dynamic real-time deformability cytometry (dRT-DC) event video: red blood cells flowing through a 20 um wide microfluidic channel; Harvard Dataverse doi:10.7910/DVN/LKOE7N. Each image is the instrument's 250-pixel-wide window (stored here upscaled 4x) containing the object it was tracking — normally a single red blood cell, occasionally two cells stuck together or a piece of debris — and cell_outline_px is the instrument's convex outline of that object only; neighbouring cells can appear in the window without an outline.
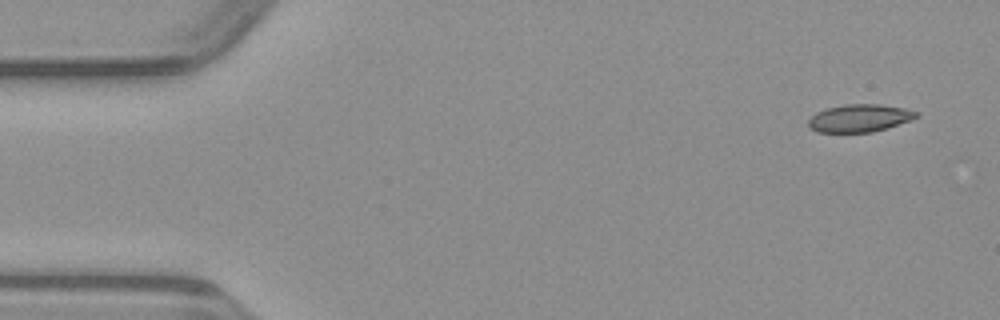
{"species": "common noctule bat (a hibernating species)", "species_latin": "Nyctalus noctula", "temperature_condition": "warm", "stored_images_in_passage": 47, "camera_frame_rate_fps": 3000, "um_per_image_px": 0.085, "animal": {"sex": "male", "body_mass_g": 23.1, "forearm_length_mm": 52.7}, "frame": {"image": 1, "passage_image": 1, "time_ms": 0.0, "image_size_px": [1000, 320], "cell_outline_px": [[916, 116], [908, 120], [888, 128], [872, 132], [816, 132], [808, 124], [808, 120], [816, 112], [828, 108], [844, 104], [880, 104], [904, 108], [916, 112]], "centroid_in_image_um": [73.01, 10.04], "position_along_channel_um": 12.0, "area_um2": 17.11}}
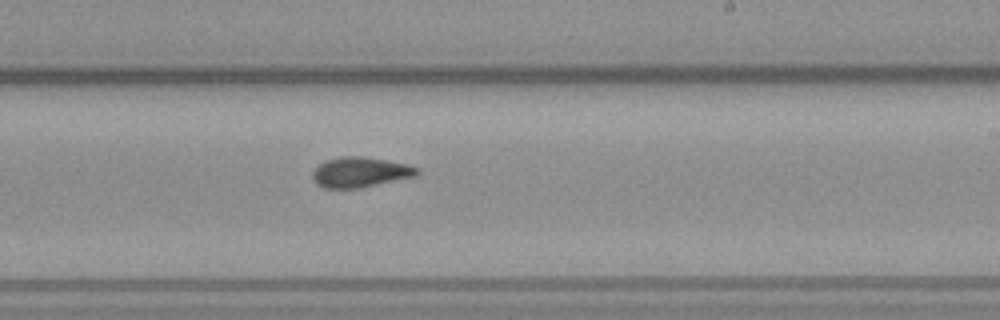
{"frame": {"image": 2, "passage_image": 27, "time_ms": 8.667, "image_size_px": [1000, 320], "cell_outline_px": [[420, 172], [416, 176], [360, 188], [324, 188], [316, 184], [312, 180], [312, 172], [324, 160], [340, 156], [360, 156], [388, 160], [408, 164], [420, 168]], "centroid_in_image_um": [30.62, 14.63], "position_along_channel_um": 258.4, "area_um2": 18.61}}
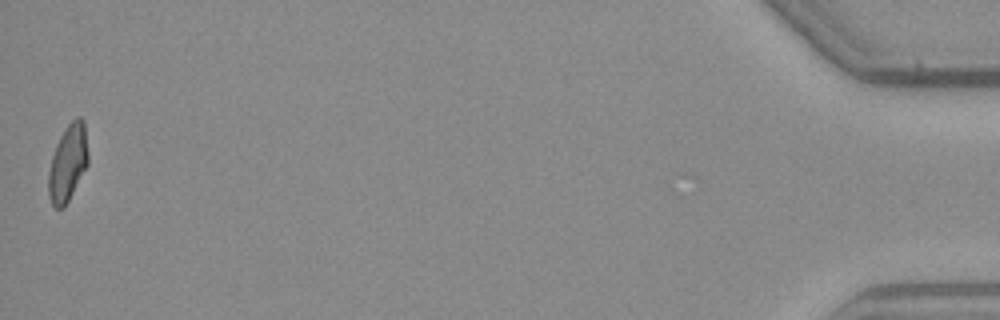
{"frame": {"image": 3, "passage_image": 47, "time_ms": 15.333, "image_size_px": [1000, 320], "cell_outline_px": [[88, 164], [64, 208], [56, 208], [52, 204], [48, 196], [48, 172], [52, 156], [56, 144], [60, 136], [68, 124], [76, 116], [80, 116], [84, 120], [88, 152]], "centroid_in_image_um": [5.76, 13.84], "position_along_channel_um": 429.4, "area_um2": 17.74}}